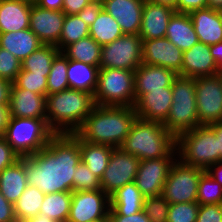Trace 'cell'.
Here are the masks:
<instances>
[{
  "instance_id": "obj_37",
  "label": "cell",
  "mask_w": 222,
  "mask_h": 222,
  "mask_svg": "<svg viewBox=\"0 0 222 222\" xmlns=\"http://www.w3.org/2000/svg\"><path fill=\"white\" fill-rule=\"evenodd\" d=\"M67 68L68 58L60 52L53 60L50 73L47 77V95L69 88Z\"/></svg>"
},
{
  "instance_id": "obj_45",
  "label": "cell",
  "mask_w": 222,
  "mask_h": 222,
  "mask_svg": "<svg viewBox=\"0 0 222 222\" xmlns=\"http://www.w3.org/2000/svg\"><path fill=\"white\" fill-rule=\"evenodd\" d=\"M19 159L20 156L13 150L11 145L3 136H0V173Z\"/></svg>"
},
{
  "instance_id": "obj_55",
  "label": "cell",
  "mask_w": 222,
  "mask_h": 222,
  "mask_svg": "<svg viewBox=\"0 0 222 222\" xmlns=\"http://www.w3.org/2000/svg\"><path fill=\"white\" fill-rule=\"evenodd\" d=\"M206 171L222 186V161L211 165Z\"/></svg>"
},
{
  "instance_id": "obj_7",
  "label": "cell",
  "mask_w": 222,
  "mask_h": 222,
  "mask_svg": "<svg viewBox=\"0 0 222 222\" xmlns=\"http://www.w3.org/2000/svg\"><path fill=\"white\" fill-rule=\"evenodd\" d=\"M54 134L46 119L10 117L3 137L20 157H26L45 147Z\"/></svg>"
},
{
  "instance_id": "obj_59",
  "label": "cell",
  "mask_w": 222,
  "mask_h": 222,
  "mask_svg": "<svg viewBox=\"0 0 222 222\" xmlns=\"http://www.w3.org/2000/svg\"><path fill=\"white\" fill-rule=\"evenodd\" d=\"M208 7L217 10L222 7V0H208Z\"/></svg>"
},
{
  "instance_id": "obj_23",
  "label": "cell",
  "mask_w": 222,
  "mask_h": 222,
  "mask_svg": "<svg viewBox=\"0 0 222 222\" xmlns=\"http://www.w3.org/2000/svg\"><path fill=\"white\" fill-rule=\"evenodd\" d=\"M33 0H0V33L29 28Z\"/></svg>"
},
{
  "instance_id": "obj_61",
  "label": "cell",
  "mask_w": 222,
  "mask_h": 222,
  "mask_svg": "<svg viewBox=\"0 0 222 222\" xmlns=\"http://www.w3.org/2000/svg\"><path fill=\"white\" fill-rule=\"evenodd\" d=\"M217 12H218L219 17H220V20H221V22H222V7L218 8V9H217Z\"/></svg>"
},
{
  "instance_id": "obj_27",
  "label": "cell",
  "mask_w": 222,
  "mask_h": 222,
  "mask_svg": "<svg viewBox=\"0 0 222 222\" xmlns=\"http://www.w3.org/2000/svg\"><path fill=\"white\" fill-rule=\"evenodd\" d=\"M42 45L43 43L29 28L0 33V47L12 53L20 61H23Z\"/></svg>"
},
{
  "instance_id": "obj_15",
  "label": "cell",
  "mask_w": 222,
  "mask_h": 222,
  "mask_svg": "<svg viewBox=\"0 0 222 222\" xmlns=\"http://www.w3.org/2000/svg\"><path fill=\"white\" fill-rule=\"evenodd\" d=\"M183 51L168 38L142 40V63L175 71L181 76Z\"/></svg>"
},
{
  "instance_id": "obj_16",
  "label": "cell",
  "mask_w": 222,
  "mask_h": 222,
  "mask_svg": "<svg viewBox=\"0 0 222 222\" xmlns=\"http://www.w3.org/2000/svg\"><path fill=\"white\" fill-rule=\"evenodd\" d=\"M63 11H52L32 3L29 29L33 31L43 44L56 45L59 42L65 19Z\"/></svg>"
},
{
  "instance_id": "obj_29",
  "label": "cell",
  "mask_w": 222,
  "mask_h": 222,
  "mask_svg": "<svg viewBox=\"0 0 222 222\" xmlns=\"http://www.w3.org/2000/svg\"><path fill=\"white\" fill-rule=\"evenodd\" d=\"M100 66H92L68 59L67 80L69 88L87 91L94 95L98 84Z\"/></svg>"
},
{
  "instance_id": "obj_51",
  "label": "cell",
  "mask_w": 222,
  "mask_h": 222,
  "mask_svg": "<svg viewBox=\"0 0 222 222\" xmlns=\"http://www.w3.org/2000/svg\"><path fill=\"white\" fill-rule=\"evenodd\" d=\"M33 2L44 9L62 11L64 0H33Z\"/></svg>"
},
{
  "instance_id": "obj_39",
  "label": "cell",
  "mask_w": 222,
  "mask_h": 222,
  "mask_svg": "<svg viewBox=\"0 0 222 222\" xmlns=\"http://www.w3.org/2000/svg\"><path fill=\"white\" fill-rule=\"evenodd\" d=\"M11 88L28 89L31 92L47 96V76L21 70Z\"/></svg>"
},
{
  "instance_id": "obj_4",
  "label": "cell",
  "mask_w": 222,
  "mask_h": 222,
  "mask_svg": "<svg viewBox=\"0 0 222 222\" xmlns=\"http://www.w3.org/2000/svg\"><path fill=\"white\" fill-rule=\"evenodd\" d=\"M121 148L139 160L177 157L176 138L163 123L139 117L133 122Z\"/></svg>"
},
{
  "instance_id": "obj_43",
  "label": "cell",
  "mask_w": 222,
  "mask_h": 222,
  "mask_svg": "<svg viewBox=\"0 0 222 222\" xmlns=\"http://www.w3.org/2000/svg\"><path fill=\"white\" fill-rule=\"evenodd\" d=\"M21 71V61L12 53L0 47V79L13 83Z\"/></svg>"
},
{
  "instance_id": "obj_46",
  "label": "cell",
  "mask_w": 222,
  "mask_h": 222,
  "mask_svg": "<svg viewBox=\"0 0 222 222\" xmlns=\"http://www.w3.org/2000/svg\"><path fill=\"white\" fill-rule=\"evenodd\" d=\"M101 10L102 0H91L77 15L90 27Z\"/></svg>"
},
{
  "instance_id": "obj_56",
  "label": "cell",
  "mask_w": 222,
  "mask_h": 222,
  "mask_svg": "<svg viewBox=\"0 0 222 222\" xmlns=\"http://www.w3.org/2000/svg\"><path fill=\"white\" fill-rule=\"evenodd\" d=\"M210 51L213 59L219 67V70L222 71V42L210 45Z\"/></svg>"
},
{
  "instance_id": "obj_48",
  "label": "cell",
  "mask_w": 222,
  "mask_h": 222,
  "mask_svg": "<svg viewBox=\"0 0 222 222\" xmlns=\"http://www.w3.org/2000/svg\"><path fill=\"white\" fill-rule=\"evenodd\" d=\"M109 222H151L144 211H140L134 215H118L113 209L109 211Z\"/></svg>"
},
{
  "instance_id": "obj_14",
  "label": "cell",
  "mask_w": 222,
  "mask_h": 222,
  "mask_svg": "<svg viewBox=\"0 0 222 222\" xmlns=\"http://www.w3.org/2000/svg\"><path fill=\"white\" fill-rule=\"evenodd\" d=\"M177 157L140 160L135 184L144 197L162 195L165 181Z\"/></svg>"
},
{
  "instance_id": "obj_21",
  "label": "cell",
  "mask_w": 222,
  "mask_h": 222,
  "mask_svg": "<svg viewBox=\"0 0 222 222\" xmlns=\"http://www.w3.org/2000/svg\"><path fill=\"white\" fill-rule=\"evenodd\" d=\"M174 12L175 9L169 6L145 0L139 31L141 40L164 38L168 22Z\"/></svg>"
},
{
  "instance_id": "obj_57",
  "label": "cell",
  "mask_w": 222,
  "mask_h": 222,
  "mask_svg": "<svg viewBox=\"0 0 222 222\" xmlns=\"http://www.w3.org/2000/svg\"><path fill=\"white\" fill-rule=\"evenodd\" d=\"M21 222H56L48 217L37 215L35 217L23 220Z\"/></svg>"
},
{
  "instance_id": "obj_17",
  "label": "cell",
  "mask_w": 222,
  "mask_h": 222,
  "mask_svg": "<svg viewBox=\"0 0 222 222\" xmlns=\"http://www.w3.org/2000/svg\"><path fill=\"white\" fill-rule=\"evenodd\" d=\"M145 0H102V8L116 19L124 34H139Z\"/></svg>"
},
{
  "instance_id": "obj_53",
  "label": "cell",
  "mask_w": 222,
  "mask_h": 222,
  "mask_svg": "<svg viewBox=\"0 0 222 222\" xmlns=\"http://www.w3.org/2000/svg\"><path fill=\"white\" fill-rule=\"evenodd\" d=\"M215 133L217 137L218 145V162L222 161V121L208 125Z\"/></svg>"
},
{
  "instance_id": "obj_25",
  "label": "cell",
  "mask_w": 222,
  "mask_h": 222,
  "mask_svg": "<svg viewBox=\"0 0 222 222\" xmlns=\"http://www.w3.org/2000/svg\"><path fill=\"white\" fill-rule=\"evenodd\" d=\"M165 37L182 51L190 49L199 42L188 13L174 12L168 22Z\"/></svg>"
},
{
  "instance_id": "obj_12",
  "label": "cell",
  "mask_w": 222,
  "mask_h": 222,
  "mask_svg": "<svg viewBox=\"0 0 222 222\" xmlns=\"http://www.w3.org/2000/svg\"><path fill=\"white\" fill-rule=\"evenodd\" d=\"M140 160L121 147L113 148L109 163L100 179L101 190L111 195L125 184L134 182Z\"/></svg>"
},
{
  "instance_id": "obj_3",
  "label": "cell",
  "mask_w": 222,
  "mask_h": 222,
  "mask_svg": "<svg viewBox=\"0 0 222 222\" xmlns=\"http://www.w3.org/2000/svg\"><path fill=\"white\" fill-rule=\"evenodd\" d=\"M94 107L93 94L68 88L46 96V122L55 134H73Z\"/></svg>"
},
{
  "instance_id": "obj_60",
  "label": "cell",
  "mask_w": 222,
  "mask_h": 222,
  "mask_svg": "<svg viewBox=\"0 0 222 222\" xmlns=\"http://www.w3.org/2000/svg\"><path fill=\"white\" fill-rule=\"evenodd\" d=\"M90 222H109V215H106L105 217L100 219L92 220Z\"/></svg>"
},
{
  "instance_id": "obj_13",
  "label": "cell",
  "mask_w": 222,
  "mask_h": 222,
  "mask_svg": "<svg viewBox=\"0 0 222 222\" xmlns=\"http://www.w3.org/2000/svg\"><path fill=\"white\" fill-rule=\"evenodd\" d=\"M110 196L99 190L72 191L67 222H90L109 215Z\"/></svg>"
},
{
  "instance_id": "obj_19",
  "label": "cell",
  "mask_w": 222,
  "mask_h": 222,
  "mask_svg": "<svg viewBox=\"0 0 222 222\" xmlns=\"http://www.w3.org/2000/svg\"><path fill=\"white\" fill-rule=\"evenodd\" d=\"M221 71L210 51V45L198 42L190 49L183 51L181 76L206 77L219 74Z\"/></svg>"
},
{
  "instance_id": "obj_58",
  "label": "cell",
  "mask_w": 222,
  "mask_h": 222,
  "mask_svg": "<svg viewBox=\"0 0 222 222\" xmlns=\"http://www.w3.org/2000/svg\"><path fill=\"white\" fill-rule=\"evenodd\" d=\"M146 1H150L156 4L166 5L173 9H175L176 6V0H146Z\"/></svg>"
},
{
  "instance_id": "obj_36",
  "label": "cell",
  "mask_w": 222,
  "mask_h": 222,
  "mask_svg": "<svg viewBox=\"0 0 222 222\" xmlns=\"http://www.w3.org/2000/svg\"><path fill=\"white\" fill-rule=\"evenodd\" d=\"M89 36V26L75 15H65L59 42L55 45L60 51L73 42Z\"/></svg>"
},
{
  "instance_id": "obj_54",
  "label": "cell",
  "mask_w": 222,
  "mask_h": 222,
  "mask_svg": "<svg viewBox=\"0 0 222 222\" xmlns=\"http://www.w3.org/2000/svg\"><path fill=\"white\" fill-rule=\"evenodd\" d=\"M9 119V105H0V136L4 135Z\"/></svg>"
},
{
  "instance_id": "obj_49",
  "label": "cell",
  "mask_w": 222,
  "mask_h": 222,
  "mask_svg": "<svg viewBox=\"0 0 222 222\" xmlns=\"http://www.w3.org/2000/svg\"><path fill=\"white\" fill-rule=\"evenodd\" d=\"M0 222H18L14 206L0 192Z\"/></svg>"
},
{
  "instance_id": "obj_52",
  "label": "cell",
  "mask_w": 222,
  "mask_h": 222,
  "mask_svg": "<svg viewBox=\"0 0 222 222\" xmlns=\"http://www.w3.org/2000/svg\"><path fill=\"white\" fill-rule=\"evenodd\" d=\"M11 86L10 81L0 79V105H9Z\"/></svg>"
},
{
  "instance_id": "obj_22",
  "label": "cell",
  "mask_w": 222,
  "mask_h": 222,
  "mask_svg": "<svg viewBox=\"0 0 222 222\" xmlns=\"http://www.w3.org/2000/svg\"><path fill=\"white\" fill-rule=\"evenodd\" d=\"M10 117L46 119V97L28 89L11 88Z\"/></svg>"
},
{
  "instance_id": "obj_24",
  "label": "cell",
  "mask_w": 222,
  "mask_h": 222,
  "mask_svg": "<svg viewBox=\"0 0 222 222\" xmlns=\"http://www.w3.org/2000/svg\"><path fill=\"white\" fill-rule=\"evenodd\" d=\"M199 42L214 45L222 42V22L217 10L204 8L189 13Z\"/></svg>"
},
{
  "instance_id": "obj_31",
  "label": "cell",
  "mask_w": 222,
  "mask_h": 222,
  "mask_svg": "<svg viewBox=\"0 0 222 222\" xmlns=\"http://www.w3.org/2000/svg\"><path fill=\"white\" fill-rule=\"evenodd\" d=\"M102 46L91 36L80 39L66 46L61 52L73 61H80L92 66H99Z\"/></svg>"
},
{
  "instance_id": "obj_35",
  "label": "cell",
  "mask_w": 222,
  "mask_h": 222,
  "mask_svg": "<svg viewBox=\"0 0 222 222\" xmlns=\"http://www.w3.org/2000/svg\"><path fill=\"white\" fill-rule=\"evenodd\" d=\"M45 194L35 186L27 185L19 199L13 204L18 222L39 215Z\"/></svg>"
},
{
  "instance_id": "obj_50",
  "label": "cell",
  "mask_w": 222,
  "mask_h": 222,
  "mask_svg": "<svg viewBox=\"0 0 222 222\" xmlns=\"http://www.w3.org/2000/svg\"><path fill=\"white\" fill-rule=\"evenodd\" d=\"M91 0H64L62 11L66 15H75L80 12Z\"/></svg>"
},
{
  "instance_id": "obj_33",
  "label": "cell",
  "mask_w": 222,
  "mask_h": 222,
  "mask_svg": "<svg viewBox=\"0 0 222 222\" xmlns=\"http://www.w3.org/2000/svg\"><path fill=\"white\" fill-rule=\"evenodd\" d=\"M123 34L124 33L116 19L103 8L96 20L89 27V36L101 46L113 42Z\"/></svg>"
},
{
  "instance_id": "obj_34",
  "label": "cell",
  "mask_w": 222,
  "mask_h": 222,
  "mask_svg": "<svg viewBox=\"0 0 222 222\" xmlns=\"http://www.w3.org/2000/svg\"><path fill=\"white\" fill-rule=\"evenodd\" d=\"M72 200V192H57L45 194L39 215L56 222H67Z\"/></svg>"
},
{
  "instance_id": "obj_40",
  "label": "cell",
  "mask_w": 222,
  "mask_h": 222,
  "mask_svg": "<svg viewBox=\"0 0 222 222\" xmlns=\"http://www.w3.org/2000/svg\"><path fill=\"white\" fill-rule=\"evenodd\" d=\"M101 189L100 179L93 174L82 161L77 165L73 175V191Z\"/></svg>"
},
{
  "instance_id": "obj_2",
  "label": "cell",
  "mask_w": 222,
  "mask_h": 222,
  "mask_svg": "<svg viewBox=\"0 0 222 222\" xmlns=\"http://www.w3.org/2000/svg\"><path fill=\"white\" fill-rule=\"evenodd\" d=\"M136 118L134 106L95 105L75 134L89 143L121 147Z\"/></svg>"
},
{
  "instance_id": "obj_8",
  "label": "cell",
  "mask_w": 222,
  "mask_h": 222,
  "mask_svg": "<svg viewBox=\"0 0 222 222\" xmlns=\"http://www.w3.org/2000/svg\"><path fill=\"white\" fill-rule=\"evenodd\" d=\"M94 102L99 106H134V71L100 68Z\"/></svg>"
},
{
  "instance_id": "obj_6",
  "label": "cell",
  "mask_w": 222,
  "mask_h": 222,
  "mask_svg": "<svg viewBox=\"0 0 222 222\" xmlns=\"http://www.w3.org/2000/svg\"><path fill=\"white\" fill-rule=\"evenodd\" d=\"M177 159L205 171L218 162L217 137L208 125H201L176 137Z\"/></svg>"
},
{
  "instance_id": "obj_38",
  "label": "cell",
  "mask_w": 222,
  "mask_h": 222,
  "mask_svg": "<svg viewBox=\"0 0 222 222\" xmlns=\"http://www.w3.org/2000/svg\"><path fill=\"white\" fill-rule=\"evenodd\" d=\"M197 202L200 205L222 204V186L204 171L198 183Z\"/></svg>"
},
{
  "instance_id": "obj_1",
  "label": "cell",
  "mask_w": 222,
  "mask_h": 222,
  "mask_svg": "<svg viewBox=\"0 0 222 222\" xmlns=\"http://www.w3.org/2000/svg\"><path fill=\"white\" fill-rule=\"evenodd\" d=\"M81 161L79 137L54 134L38 152L25 157L27 185L44 194L73 191V175Z\"/></svg>"
},
{
  "instance_id": "obj_42",
  "label": "cell",
  "mask_w": 222,
  "mask_h": 222,
  "mask_svg": "<svg viewBox=\"0 0 222 222\" xmlns=\"http://www.w3.org/2000/svg\"><path fill=\"white\" fill-rule=\"evenodd\" d=\"M199 206L198 202L170 204L167 222H196Z\"/></svg>"
},
{
  "instance_id": "obj_28",
  "label": "cell",
  "mask_w": 222,
  "mask_h": 222,
  "mask_svg": "<svg viewBox=\"0 0 222 222\" xmlns=\"http://www.w3.org/2000/svg\"><path fill=\"white\" fill-rule=\"evenodd\" d=\"M144 198L135 182H131L110 195V209L118 215H134L143 210Z\"/></svg>"
},
{
  "instance_id": "obj_32",
  "label": "cell",
  "mask_w": 222,
  "mask_h": 222,
  "mask_svg": "<svg viewBox=\"0 0 222 222\" xmlns=\"http://www.w3.org/2000/svg\"><path fill=\"white\" fill-rule=\"evenodd\" d=\"M60 52L55 45L43 44L21 61V70L48 77L52 62Z\"/></svg>"
},
{
  "instance_id": "obj_41",
  "label": "cell",
  "mask_w": 222,
  "mask_h": 222,
  "mask_svg": "<svg viewBox=\"0 0 222 222\" xmlns=\"http://www.w3.org/2000/svg\"><path fill=\"white\" fill-rule=\"evenodd\" d=\"M169 207L162 195L144 198L143 211L151 222H167Z\"/></svg>"
},
{
  "instance_id": "obj_11",
  "label": "cell",
  "mask_w": 222,
  "mask_h": 222,
  "mask_svg": "<svg viewBox=\"0 0 222 222\" xmlns=\"http://www.w3.org/2000/svg\"><path fill=\"white\" fill-rule=\"evenodd\" d=\"M195 96L200 125L222 121V80L220 74L195 78Z\"/></svg>"
},
{
  "instance_id": "obj_47",
  "label": "cell",
  "mask_w": 222,
  "mask_h": 222,
  "mask_svg": "<svg viewBox=\"0 0 222 222\" xmlns=\"http://www.w3.org/2000/svg\"><path fill=\"white\" fill-rule=\"evenodd\" d=\"M208 7V0H176L175 12L190 13Z\"/></svg>"
},
{
  "instance_id": "obj_26",
  "label": "cell",
  "mask_w": 222,
  "mask_h": 222,
  "mask_svg": "<svg viewBox=\"0 0 222 222\" xmlns=\"http://www.w3.org/2000/svg\"><path fill=\"white\" fill-rule=\"evenodd\" d=\"M27 187L25 157L0 173V192L8 202L14 204Z\"/></svg>"
},
{
  "instance_id": "obj_20",
  "label": "cell",
  "mask_w": 222,
  "mask_h": 222,
  "mask_svg": "<svg viewBox=\"0 0 222 222\" xmlns=\"http://www.w3.org/2000/svg\"><path fill=\"white\" fill-rule=\"evenodd\" d=\"M177 77L178 74L171 69L142 63L134 71L135 102L150 90L171 87Z\"/></svg>"
},
{
  "instance_id": "obj_5",
  "label": "cell",
  "mask_w": 222,
  "mask_h": 222,
  "mask_svg": "<svg viewBox=\"0 0 222 222\" xmlns=\"http://www.w3.org/2000/svg\"><path fill=\"white\" fill-rule=\"evenodd\" d=\"M163 125L175 138L201 126L198 121L195 78L178 75L174 80L171 109Z\"/></svg>"
},
{
  "instance_id": "obj_44",
  "label": "cell",
  "mask_w": 222,
  "mask_h": 222,
  "mask_svg": "<svg viewBox=\"0 0 222 222\" xmlns=\"http://www.w3.org/2000/svg\"><path fill=\"white\" fill-rule=\"evenodd\" d=\"M196 222H222V204L200 205Z\"/></svg>"
},
{
  "instance_id": "obj_10",
  "label": "cell",
  "mask_w": 222,
  "mask_h": 222,
  "mask_svg": "<svg viewBox=\"0 0 222 222\" xmlns=\"http://www.w3.org/2000/svg\"><path fill=\"white\" fill-rule=\"evenodd\" d=\"M142 64V40L139 34H123L101 49L100 68L135 71Z\"/></svg>"
},
{
  "instance_id": "obj_30",
  "label": "cell",
  "mask_w": 222,
  "mask_h": 222,
  "mask_svg": "<svg viewBox=\"0 0 222 222\" xmlns=\"http://www.w3.org/2000/svg\"><path fill=\"white\" fill-rule=\"evenodd\" d=\"M114 147L105 144H93L82 141L79 138V150L81 153V161L99 179L102 178L105 169L108 166L111 152Z\"/></svg>"
},
{
  "instance_id": "obj_18",
  "label": "cell",
  "mask_w": 222,
  "mask_h": 222,
  "mask_svg": "<svg viewBox=\"0 0 222 222\" xmlns=\"http://www.w3.org/2000/svg\"><path fill=\"white\" fill-rule=\"evenodd\" d=\"M172 104V86L144 93L134 105L137 117L164 123Z\"/></svg>"
},
{
  "instance_id": "obj_9",
  "label": "cell",
  "mask_w": 222,
  "mask_h": 222,
  "mask_svg": "<svg viewBox=\"0 0 222 222\" xmlns=\"http://www.w3.org/2000/svg\"><path fill=\"white\" fill-rule=\"evenodd\" d=\"M204 171L177 159L165 181L162 196L170 204L197 202L198 183Z\"/></svg>"
}]
</instances>
